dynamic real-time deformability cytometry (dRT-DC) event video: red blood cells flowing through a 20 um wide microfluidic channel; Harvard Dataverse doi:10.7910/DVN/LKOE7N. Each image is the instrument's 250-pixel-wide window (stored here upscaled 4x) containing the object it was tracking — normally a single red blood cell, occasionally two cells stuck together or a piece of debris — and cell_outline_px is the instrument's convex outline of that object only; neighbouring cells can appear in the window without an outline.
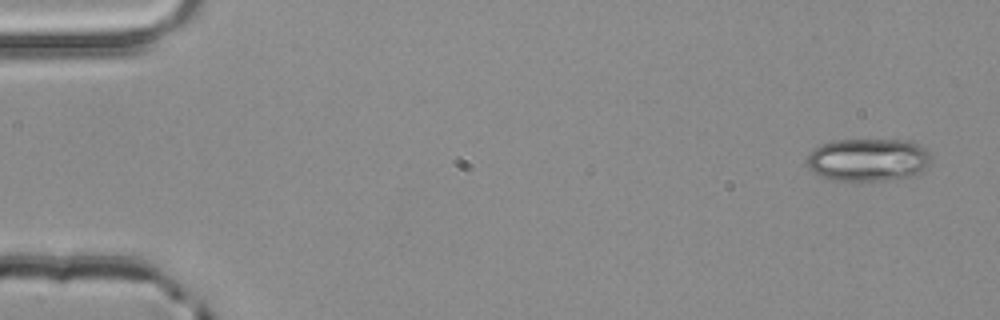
{"species": "common noctule bat (a hibernating species)", "species_latin": "Nyctalus noctula", "temperature_condition": "room temperature", "stored_images_in_passage": 4, "camera_frame_rate_fps": 3000, "um_per_image_px": 0.085, "animal": {"sex": "male", "body_mass_g": 20.4}, "frame": {"image": 1, "passage_image": 1, "time_ms": 0.0, "image_size_px": [1000, 320], "cell_outline_px": [[932, 160], [916, 176], [884, 180], [836, 180], [820, 176], [812, 172], [808, 168], [808, 156], [812, 148], [820, 144], [836, 140], [908, 140], [920, 144], [928, 152]], "centroid_in_image_um": [73.79, 13.57], "position_along_channel_um": 11.2, "area_um2": 31.1}}